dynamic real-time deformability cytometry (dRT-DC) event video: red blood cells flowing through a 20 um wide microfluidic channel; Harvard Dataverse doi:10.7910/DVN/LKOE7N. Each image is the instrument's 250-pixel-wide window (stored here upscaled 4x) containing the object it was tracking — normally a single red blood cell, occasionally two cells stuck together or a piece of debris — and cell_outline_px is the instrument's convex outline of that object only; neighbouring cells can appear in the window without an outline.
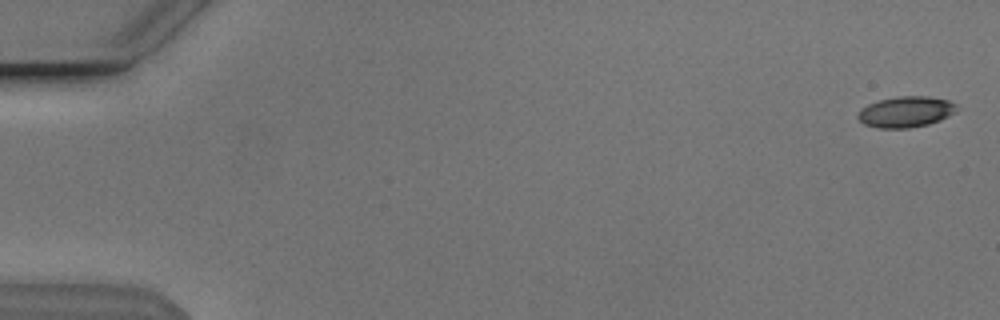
{"species": "Egyptian fruit bat (a non-hibernating species)", "species_latin": "Rousettus aegyptiacus", "temperature_condition": "cold", "stored_images_in_passage": 54, "camera_frame_rate_fps": 3000, "um_per_image_px": 0.085, "animal": {"sex": "male"}, "frame": {"image": 1, "passage_image": 2, "time_ms": 0.333, "image_size_px": [1000, 320], "cell_outline_px": [[956, 112], [940, 120], [928, 124], [908, 128], [880, 128], [864, 124], [856, 116], [860, 108], [868, 104], [880, 100], [900, 96], [924, 96], [948, 100], [956, 104]], "centroid_in_image_um": [76.97, 9.51], "position_along_channel_um": 8.0, "area_um2": 17.69}}
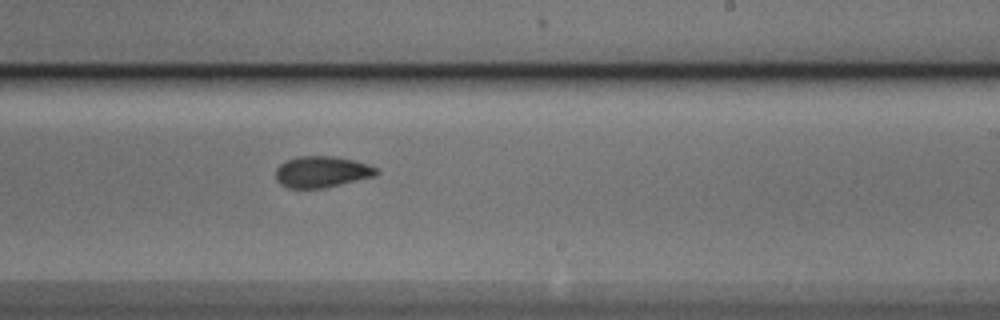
{"frame": {"image": 2, "passage_image": 34, "time_ms": 11.0, "image_size_px": [1000, 320], "cell_outline_px": [[380, 172], [376, 176], [324, 188], [288, 188], [280, 184], [276, 180], [276, 168], [280, 164], [288, 160], [300, 156], [332, 156], [352, 160], [368, 164], [376, 168]], "centroid_in_image_um": [27.36, 14.61], "position_along_channel_um": 261.6, "area_um2": 18.32}}
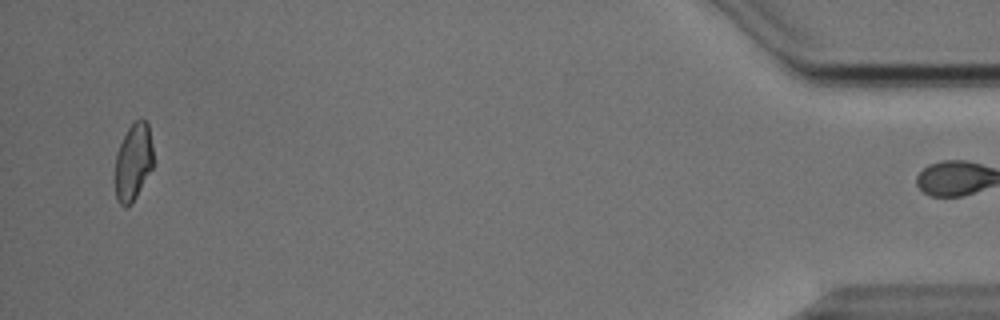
{"frame": {"image": 3, "passage_image": 53, "time_ms": 17.333, "image_size_px": [1000, 320], "cell_outline_px": [[152, 168], [132, 204], [120, 204], [116, 200], [116, 152], [128, 128], [140, 116], [148, 124], [152, 144]], "centroid_in_image_um": [11.33, 13.74], "position_along_channel_um": 423.9, "area_um2": 16.88}, "authors_computed_cell_mechanics": {"area_um2": 18.1492, "velocity_mm_per_s": 3.852, "shape_relaxation_time_tau1_ms": 4.9726, "shape_relaxation_time_tau2_ms": 1.9993, "deformation_change_tau1": 0.1625, "deformation_change_tau2": 0.0706}}